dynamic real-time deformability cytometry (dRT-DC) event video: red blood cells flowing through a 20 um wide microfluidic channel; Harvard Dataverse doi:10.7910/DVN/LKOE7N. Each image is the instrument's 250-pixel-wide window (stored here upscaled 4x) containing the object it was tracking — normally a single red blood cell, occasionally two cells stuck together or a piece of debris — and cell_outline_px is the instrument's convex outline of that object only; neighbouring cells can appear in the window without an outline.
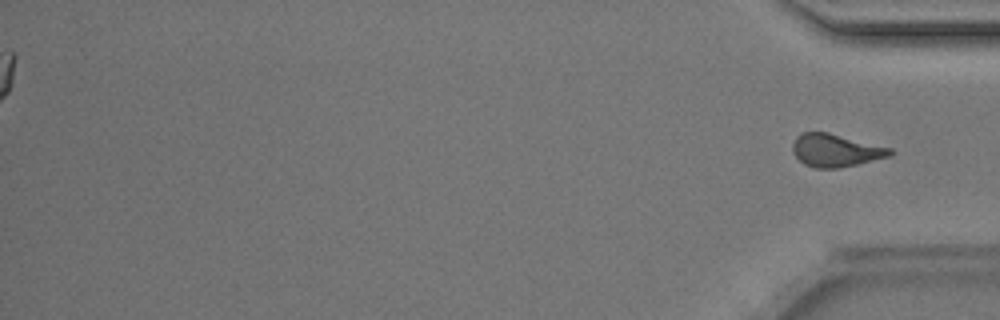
{"species": "Egyptian fruit bat (a non-hibernating species)", "species_latin": "Rousettus aegyptiacus", "temperature_condition": "room temperature", "stored_images_in_passage": 37, "segment_of_instrument_passage": [2, 2], "camera_frame_rate_fps": 3000, "um_per_image_px": 0.085, "animal": {"sex": "male"}, "frame": {"image": 1, "passage_image": 37, "time_ms": 12.0, "image_size_px": [1000, 320], "cell_outline_px": [[892, 156], [840, 168], [816, 168], [804, 164], [792, 152], [792, 144], [796, 136], [800, 132], [828, 132], [892, 148]], "centroid_in_image_um": [71.02, 12.78], "position_along_channel_um": 364.2, "area_um2": 18.73}}